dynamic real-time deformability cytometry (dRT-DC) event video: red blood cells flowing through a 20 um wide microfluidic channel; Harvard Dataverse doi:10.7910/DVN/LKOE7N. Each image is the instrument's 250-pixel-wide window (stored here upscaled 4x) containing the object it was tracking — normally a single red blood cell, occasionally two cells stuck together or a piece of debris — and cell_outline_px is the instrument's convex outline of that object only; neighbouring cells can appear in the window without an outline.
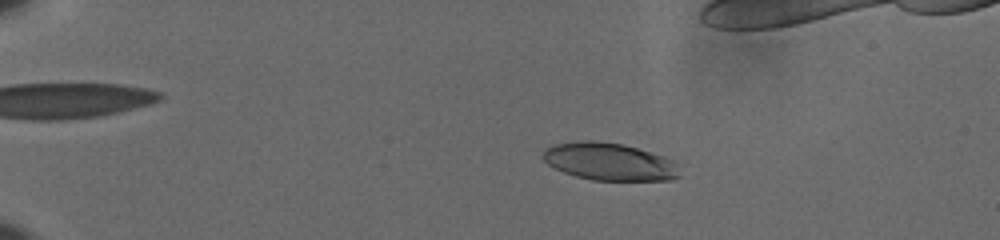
{"species": "human", "species_latin": "Homo sapiens", "temperature_condition": "cold", "stored_images_in_passage": 57, "camera_frame_rate_fps": 3000, "um_per_image_px": 0.085, "donor": {"sex": "male"}, "frame": {"image": 1, "passage_image": 14, "time_ms": 4.333, "image_size_px": [1000, 240], "cell_outline_px": [[684, 176], [672, 180], [592, 180], [576, 176], [564, 172], [548, 164], [544, 160], [544, 152], [548, 148], [556, 144], [580, 140], [592, 140], [624, 144], [664, 156], [672, 160], [676, 164]], "centroid_in_image_um": [51.87, 13.75], "position_along_channel_um": 33.1, "area_um2": 29.88}}
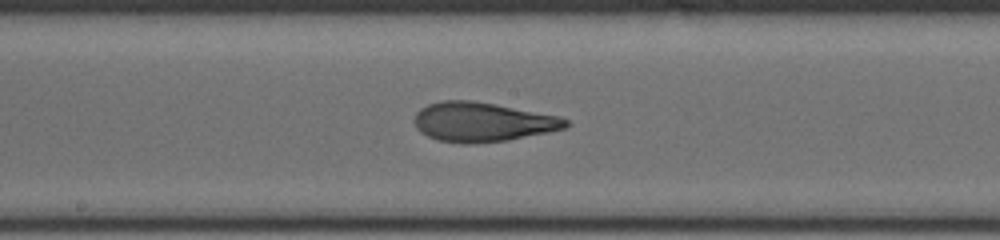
{"frame": {"image": 2, "passage_image": 36, "time_ms": 11.667, "image_size_px": [1000, 240], "cell_outline_px": [[572, 124], [564, 128], [548, 132], [508, 140], [476, 144], [464, 144], [436, 140], [420, 132], [416, 128], [416, 112], [420, 108], [428, 104], [440, 100], [472, 100], [556, 116], [568, 120]], "centroid_in_image_um": [40.97, 10.38], "position_along_channel_um": 207.2, "area_um2": 34.56}}
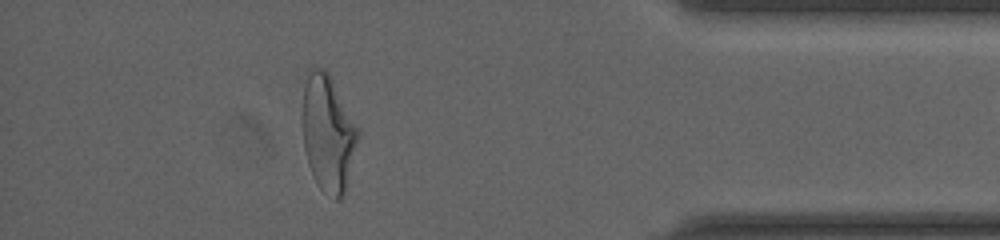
{"frame": {"image": 3, "passage_image": 55, "time_ms": 18.0, "image_size_px": [1000, 240], "cell_outline_px": [[360, 136], [344, 192], [340, 200], [336, 200], [320, 188], [312, 176], [308, 164], [304, 148], [304, 88], [308, 72], [316, 68], [324, 68], [328, 72], [360, 128]], "centroid_in_image_um": [27.92, 11.34], "position_along_channel_um": 407.3, "area_um2": 37.34}}